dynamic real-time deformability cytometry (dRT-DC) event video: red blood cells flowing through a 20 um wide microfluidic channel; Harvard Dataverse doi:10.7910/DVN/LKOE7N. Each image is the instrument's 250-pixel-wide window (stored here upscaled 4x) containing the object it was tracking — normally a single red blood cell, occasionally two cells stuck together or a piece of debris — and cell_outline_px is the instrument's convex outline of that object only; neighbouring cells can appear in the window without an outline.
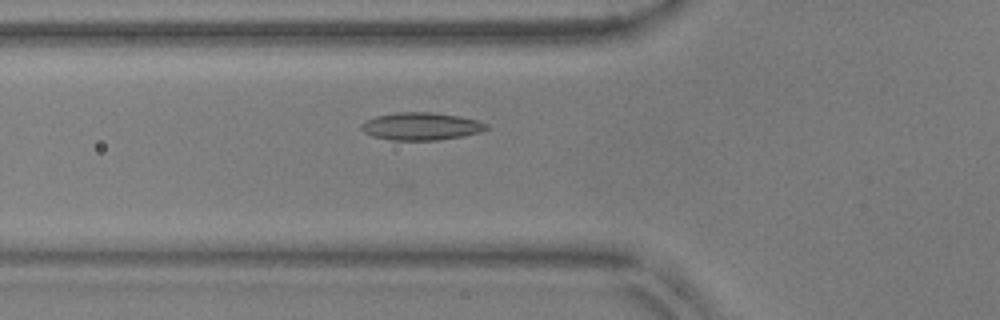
{"species": "common noctule bat (a hibernating species)", "species_latin": "Nyctalus noctula", "temperature_condition": "warm", "stored_images_in_passage": 32, "camera_frame_rate_fps": 3000, "um_per_image_px": 0.085, "animal": {"sex": "male", "body_mass_g": 17.9, "forearm_length_mm": 54.2}, "frame": {"image": 1, "passage_image": 6, "time_ms": 1.667, "image_size_px": [1000, 320], "cell_outline_px": [[488, 128], [480, 132], [464, 136], [436, 140], [392, 140], [372, 136], [364, 132], [360, 128], [360, 124], [364, 120], [376, 116], [396, 112], [432, 112], [460, 116], [476, 120], [488, 124]], "centroid_in_image_um": [35.77, 10.73], "position_along_channel_um": 90.0, "area_um2": 20.23}}
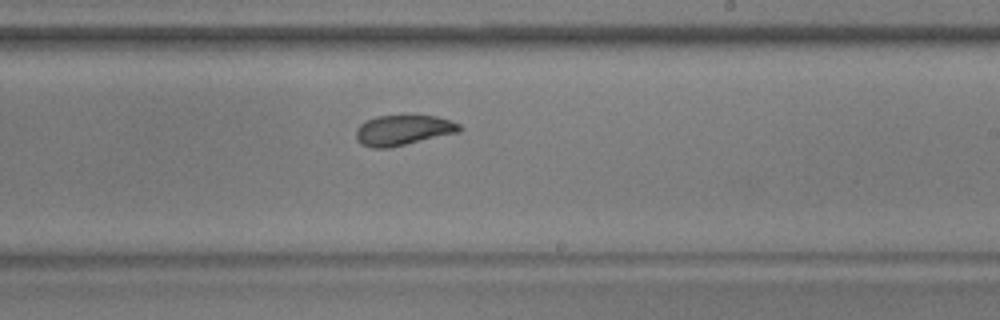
{"frame": {"image": 2, "passage_image": 19, "time_ms": 6.0, "image_size_px": [1000, 320], "cell_outline_px": [[464, 128], [460, 132], [388, 148], [372, 148], [360, 144], [356, 140], [356, 128], [360, 124], [376, 116], [436, 116], [452, 120], [460, 124]], "centroid_in_image_um": [34.28, 11.07], "position_along_channel_um": 254.7, "area_um2": 18.32}}
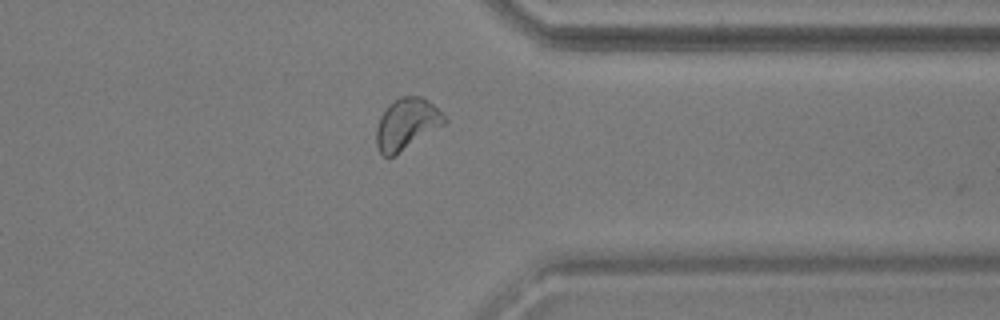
{"frame": {"image": 3, "passage_image": 29, "time_ms": 9.333, "image_size_px": [1000, 320], "cell_outline_px": [[448, 120], [444, 124], [388, 160], [380, 152], [376, 144], [376, 128], [380, 116], [388, 104], [400, 96], [420, 96], [428, 100]], "centroid_in_image_um": [34.52, 10.55], "position_along_channel_um": 376.9, "area_um2": 20.29}}